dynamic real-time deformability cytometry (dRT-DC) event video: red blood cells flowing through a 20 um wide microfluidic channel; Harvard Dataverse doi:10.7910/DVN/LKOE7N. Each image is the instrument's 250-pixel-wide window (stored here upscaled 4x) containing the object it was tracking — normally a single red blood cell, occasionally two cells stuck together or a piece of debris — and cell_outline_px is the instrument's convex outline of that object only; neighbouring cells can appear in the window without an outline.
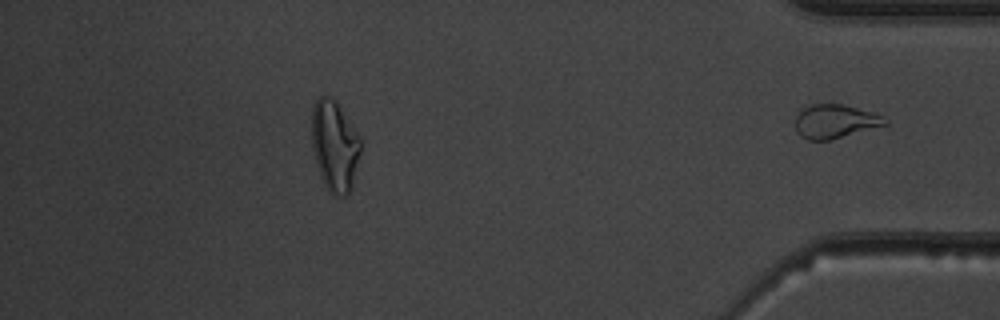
{"species": "common noctule bat (a hibernating species)", "species_latin": "Nyctalus noctula", "temperature_condition": "warm", "stored_images_in_passage": 45, "segment_of_instrument_passage": [2, 2], "camera_frame_rate_fps": 3000, "um_per_image_px": 0.085, "animal": {"sex": "male", "body_mass_g": 19.5, "forearm_length_mm": 54.6}, "frame": {"image": 1, "passage_image": 45, "time_ms": 14.667, "image_size_px": [1000, 320], "cell_outline_px": [[888, 124], [832, 140], [808, 140], [800, 136], [796, 132], [796, 116], [804, 108], [812, 104], [844, 104], [876, 112], [884, 116], [888, 120]], "centroid_in_image_um": [71.03, 10.32], "position_along_channel_um": 364.2, "area_um2": 17.92}}